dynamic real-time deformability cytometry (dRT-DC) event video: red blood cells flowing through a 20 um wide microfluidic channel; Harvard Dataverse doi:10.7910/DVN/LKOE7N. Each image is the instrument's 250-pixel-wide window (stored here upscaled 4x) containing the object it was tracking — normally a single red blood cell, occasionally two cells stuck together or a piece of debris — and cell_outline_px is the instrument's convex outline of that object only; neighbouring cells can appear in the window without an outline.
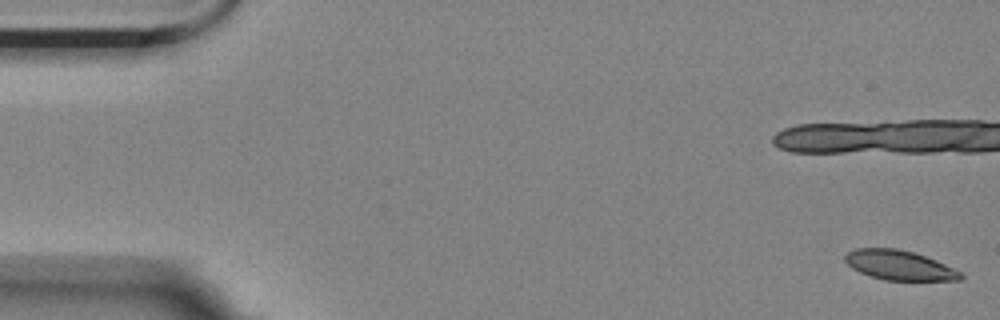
{"species": "Egyptian fruit bat (a non-hibernating species)", "species_latin": "Rousettus aegyptiacus", "temperature_condition": "room temperature", "stored_images_in_passage": 4, "camera_frame_rate_fps": 3000, "um_per_image_px": 0.085, "animal": {"sex": "female"}, "frame": {"image": 1, "passage_image": 1, "time_ms": 0.0, "image_size_px": [1000, 320], "cell_outline_px": [[964, 276], [960, 280], [884, 280], [868, 276], [852, 268], [844, 260], [844, 256], [848, 252], [856, 248], [896, 248], [912, 252], [936, 260], [960, 272]], "centroid_in_image_um": [76.4, 22.54], "position_along_channel_um": 8.6, "area_um2": 19.83}}